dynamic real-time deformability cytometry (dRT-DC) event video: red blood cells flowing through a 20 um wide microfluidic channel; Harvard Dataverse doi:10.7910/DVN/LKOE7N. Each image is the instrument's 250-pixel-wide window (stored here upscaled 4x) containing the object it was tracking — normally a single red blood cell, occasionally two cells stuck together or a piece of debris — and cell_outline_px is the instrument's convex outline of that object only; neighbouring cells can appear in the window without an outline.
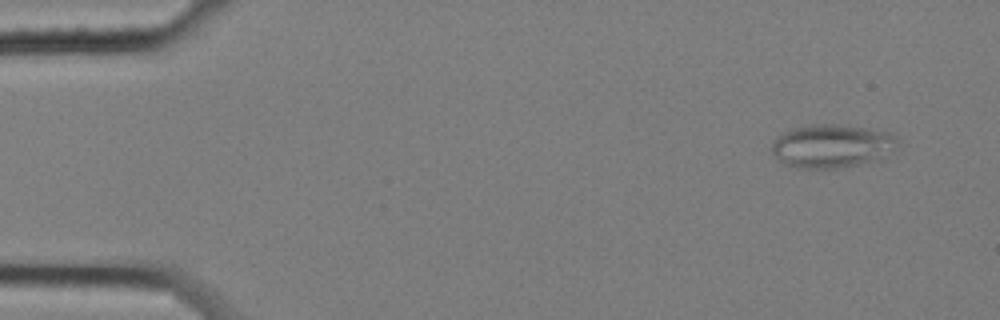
{"species": "common noctule bat (a hibernating species)", "species_latin": "Nyctalus noctula", "temperature_condition": "cold", "stored_images_in_passage": 13, "camera_frame_rate_fps": 3000, "um_per_image_px": 0.085, "animal": {"sex": "female", "body_mass_g": 25.1}, "frame": {"image": 1, "passage_image": 4, "time_ms": 1.0, "image_size_px": [1000, 320], "cell_outline_px": [[900, 144], [880, 160], [836, 168], [800, 168], [784, 164], [772, 152], [772, 144], [784, 132], [792, 128], [808, 124], [848, 124], [888, 132], [896, 136], [900, 140]], "centroid_in_image_um": [70.77, 12.39], "position_along_channel_um": 14.2, "area_um2": 32.08}}